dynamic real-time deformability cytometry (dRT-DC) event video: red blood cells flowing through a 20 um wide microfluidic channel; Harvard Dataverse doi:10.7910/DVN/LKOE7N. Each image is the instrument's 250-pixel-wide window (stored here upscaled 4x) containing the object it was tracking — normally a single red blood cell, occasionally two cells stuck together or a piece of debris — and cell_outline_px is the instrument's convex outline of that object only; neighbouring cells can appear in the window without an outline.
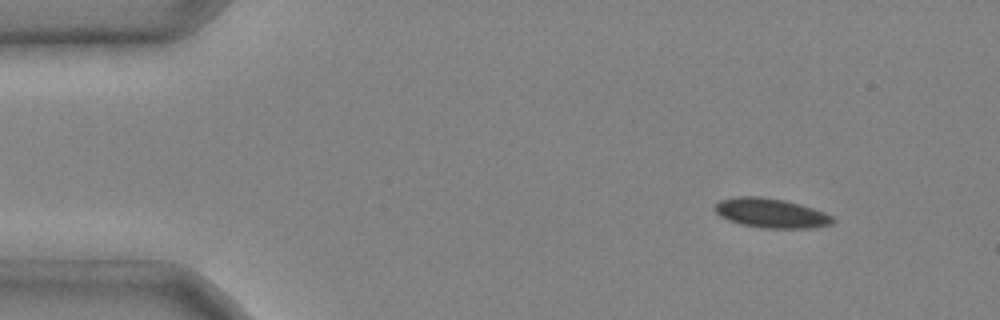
{"species": "common noctule bat (a hibernating species)", "species_latin": "Nyctalus noctula", "temperature_condition": "cold", "stored_images_in_passage": 4, "camera_frame_rate_fps": 3000, "um_per_image_px": 0.085, "animal": {"sex": "male", "body_mass_g": 20.4}, "frame": {"image": 1, "passage_image": 1, "time_ms": 0.0, "image_size_px": [1000, 320], "cell_outline_px": [[836, 220], [832, 224], [816, 228], [760, 228], [740, 224], [728, 220], [720, 216], [712, 208], [720, 200], [736, 196], [760, 196], [784, 200], [800, 204], [824, 212], [832, 216]], "centroid_in_image_um": [65.53, 18.12], "position_along_channel_um": 19.5, "area_um2": 20.46}}